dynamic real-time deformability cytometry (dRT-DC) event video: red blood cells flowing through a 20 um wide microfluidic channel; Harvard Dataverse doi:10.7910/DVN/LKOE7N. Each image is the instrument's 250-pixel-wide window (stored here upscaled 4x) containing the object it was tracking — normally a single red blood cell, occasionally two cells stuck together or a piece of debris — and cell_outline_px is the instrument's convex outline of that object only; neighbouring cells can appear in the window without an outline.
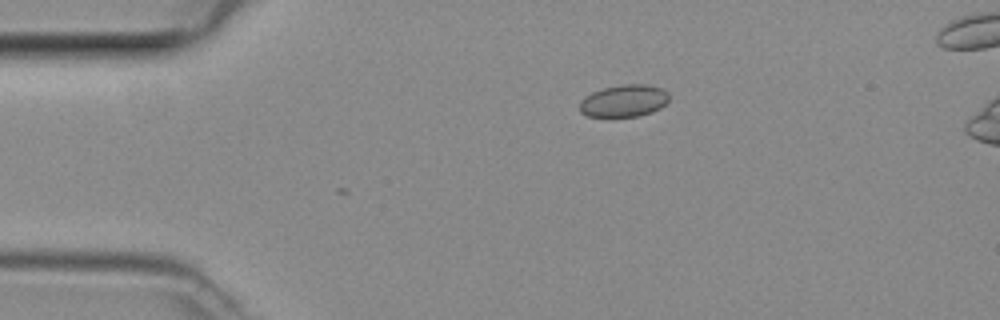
{"species": "common noctule bat (a hibernating species)", "species_latin": "Nyctalus noctula", "temperature_condition": "room temperature", "stored_images_in_passage": 33, "camera_frame_rate_fps": 3000, "um_per_image_px": 0.085, "animal": {"sex": "female", "body_mass_g": 29.2, "forearm_length_mm": 56.3}, "frame": {"image": 1, "passage_image": 1, "time_ms": 0.0, "image_size_px": [1000, 320], "cell_outline_px": [[668, 100], [660, 108], [652, 112], [636, 116], [608, 120], [588, 116], [580, 112], [580, 100], [592, 92], [604, 88], [624, 84], [648, 84], [660, 88], [668, 92]], "centroid_in_image_um": [52.99, 8.62], "position_along_channel_um": 32.0, "area_um2": 17.28}}
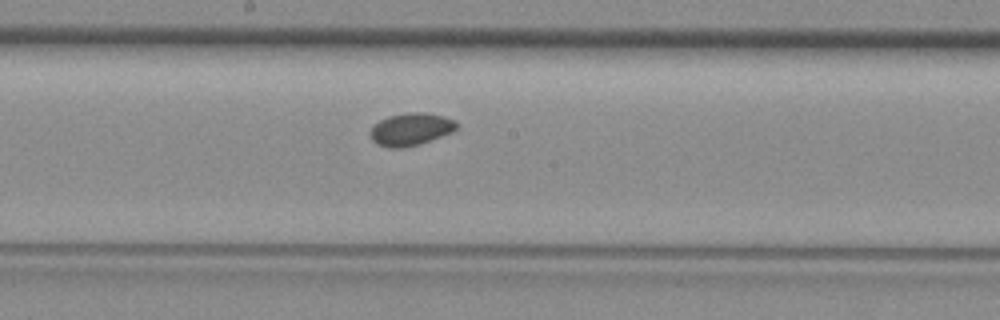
{"frame": {"image": 2, "passage_image": 17, "time_ms": 5.333, "image_size_px": [1000, 320], "cell_outline_px": [[460, 124], [452, 132], [420, 144], [400, 148], [388, 148], [372, 140], [368, 132], [380, 120], [388, 116], [408, 112], [424, 112], [444, 116], [456, 120]], "centroid_in_image_um": [34.94, 10.97], "position_along_channel_um": 213.3, "area_um2": 16.42}}
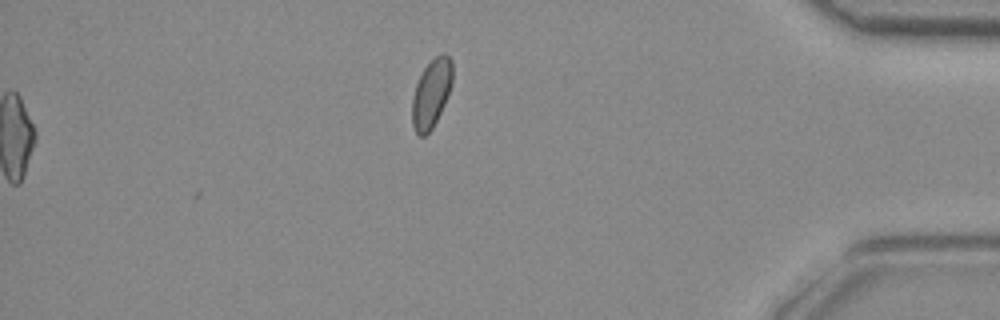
{"frame": {"image": 3, "passage_image": 33, "time_ms": 10.667, "image_size_px": [1000, 320], "cell_outline_px": [[452, 84], [448, 96], [432, 128], [424, 136], [420, 136], [416, 132], [412, 124], [412, 96], [416, 84], [424, 68], [440, 52], [444, 52], [452, 60]], "centroid_in_image_um": [36.67, 7.91], "position_along_channel_um": 398.5, "area_um2": 16.01}}